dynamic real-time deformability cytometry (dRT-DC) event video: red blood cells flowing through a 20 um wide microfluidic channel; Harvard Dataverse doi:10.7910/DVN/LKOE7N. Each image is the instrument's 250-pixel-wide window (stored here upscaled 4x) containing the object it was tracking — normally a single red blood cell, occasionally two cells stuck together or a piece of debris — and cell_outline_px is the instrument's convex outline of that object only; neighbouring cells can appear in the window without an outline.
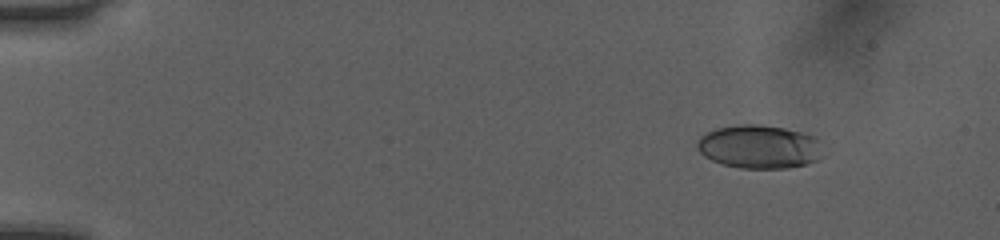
{"species": "human", "species_latin": "Homo sapiens", "temperature_condition": "room temperature", "stored_images_in_passage": 52, "camera_frame_rate_fps": 3000, "um_per_image_px": 0.085, "donor": {"sex": "female"}, "frame": {"image": 1, "passage_image": 7, "time_ms": 2.0, "image_size_px": [1000, 240], "cell_outline_px": [[820, 156], [816, 160], [808, 164], [788, 168], [740, 168], [724, 164], [712, 160], [704, 156], [696, 148], [696, 140], [700, 136], [716, 128], [740, 124], [760, 124], [784, 128], [816, 136], [820, 140]], "centroid_in_image_um": [64.52, 12.47], "position_along_channel_um": 20.5, "area_um2": 31.96}}
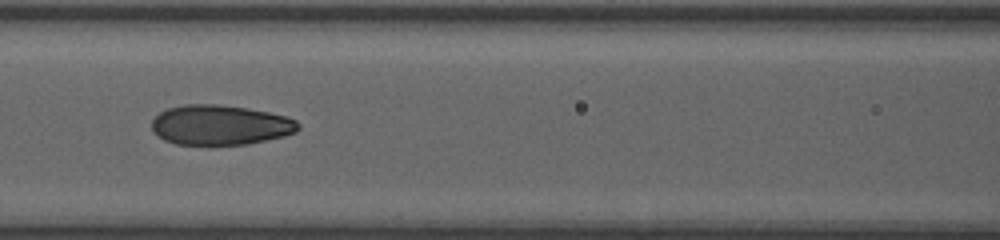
{"frame": {"image": 2, "passage_image": 25, "time_ms": 8.0, "image_size_px": [1000, 240], "cell_outline_px": [[300, 128], [296, 132], [284, 136], [248, 144], [176, 144], [164, 140], [152, 132], [152, 120], [160, 112], [168, 108], [184, 104], [220, 104], [248, 108], [288, 116], [296, 120], [300, 124]], "centroid_in_image_um": [18.73, 10.61], "position_along_channel_um": 147.9, "area_um2": 34.28}}
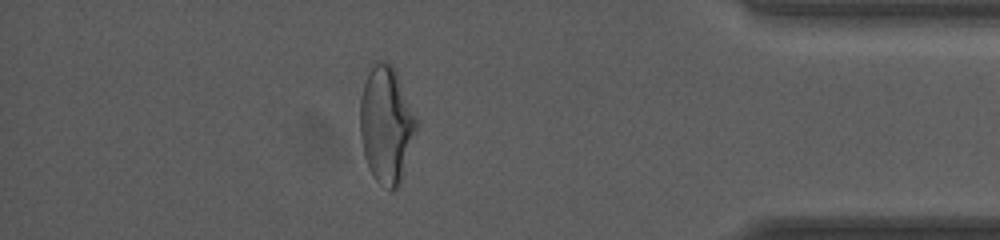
{"frame": {"image": 3, "passage_image": 46, "time_ms": 15.0, "image_size_px": [1000, 240], "cell_outline_px": [[420, 120], [400, 184], [392, 192], [376, 180], [372, 176], [368, 168], [364, 156], [360, 136], [360, 96], [368, 72], [376, 60], [384, 60], [392, 64]], "centroid_in_image_um": [32.85, 10.59], "position_along_channel_um": 402.3, "area_um2": 39.02}, "authors_computed_cell_mechanics": {"area_um2": 34.102, "velocity_mm_per_s": 4.0831, "shape_relaxation_time_tau1_ms": 5.0973, "shape_relaxation_time_tau2_ms": 1.0684, "deformation_change_tau1": 0.1964, "deformation_change_tau2": 0.0613}}